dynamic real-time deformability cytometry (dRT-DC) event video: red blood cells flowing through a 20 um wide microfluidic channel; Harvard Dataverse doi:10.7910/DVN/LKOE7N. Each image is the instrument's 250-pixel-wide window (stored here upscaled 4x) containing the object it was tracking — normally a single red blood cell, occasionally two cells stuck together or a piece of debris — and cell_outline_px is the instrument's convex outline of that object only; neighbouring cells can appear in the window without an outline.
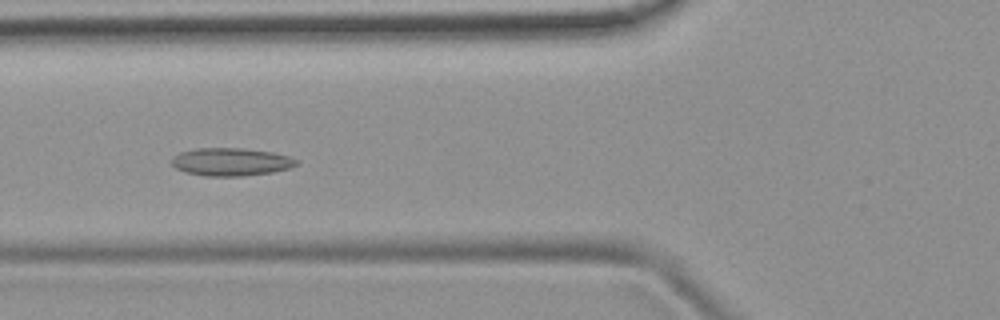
{"species": "common noctule bat (a hibernating species)", "species_latin": "Nyctalus noctula", "temperature_condition": "room temperature", "stored_images_in_passage": 52, "camera_frame_rate_fps": 3000, "um_per_image_px": 0.085, "animal": {"sex": "female", "body_mass_g": 19.9}, "frame": {"image": 1, "passage_image": 20, "time_ms": 6.333, "image_size_px": [1000, 320], "cell_outline_px": [[300, 164], [288, 168], [272, 172], [244, 176], [204, 176], [184, 172], [176, 168], [172, 164], [172, 156], [180, 152], [196, 148], [244, 148], [272, 152], [288, 156], [300, 160]], "centroid_in_image_um": [19.64, 13.76], "position_along_channel_um": 106.2, "area_um2": 20.46}}
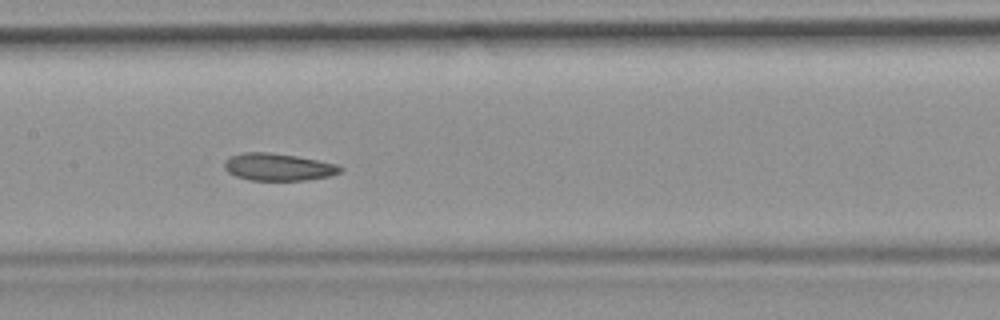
{"frame": {"image": 2, "passage_image": 26, "time_ms": 8.333, "image_size_px": [1000, 320], "cell_outline_px": [[344, 168], [340, 172], [328, 176], [304, 180], [248, 180], [236, 176], [228, 172], [224, 168], [224, 160], [232, 156], [244, 152], [268, 152], [296, 156], [336, 164]], "centroid_in_image_um": [23.61, 14.19], "position_along_channel_um": 183.8, "area_um2": 18.26}}
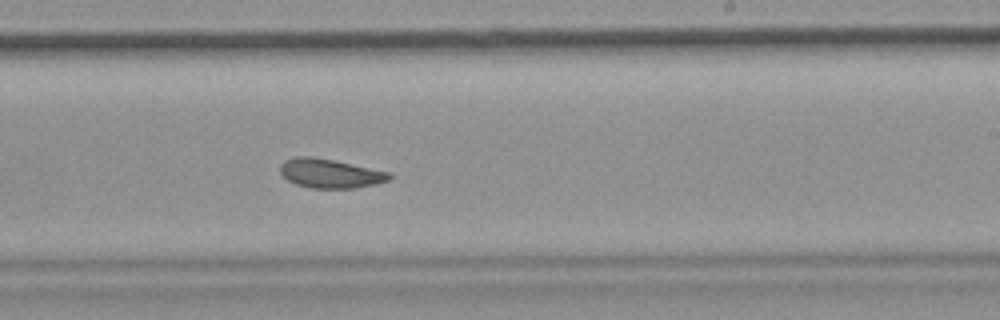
{"frame": {"image": 3, "passage_image": 32, "time_ms": 10.333, "image_size_px": [1000, 320], "cell_outline_px": [[392, 176], [388, 180], [376, 184], [356, 188], [312, 188], [296, 184], [288, 180], [280, 172], [280, 164], [284, 160], [292, 156], [312, 156], [336, 160], [392, 172]], "centroid_in_image_um": [28.07, 14.72], "position_along_channel_um": 260.9, "area_um2": 18.84}, "authors_computed_cell_mechanics": {"area_um2": 19.5942, "velocity_mm_per_s": 3.8828, "shape_relaxation_time_tau1_ms": null, "shape_relaxation_time_tau2_ms": 2.18, "deformation_change_tau1": null, "deformation_change_tau2": 0.0787}}